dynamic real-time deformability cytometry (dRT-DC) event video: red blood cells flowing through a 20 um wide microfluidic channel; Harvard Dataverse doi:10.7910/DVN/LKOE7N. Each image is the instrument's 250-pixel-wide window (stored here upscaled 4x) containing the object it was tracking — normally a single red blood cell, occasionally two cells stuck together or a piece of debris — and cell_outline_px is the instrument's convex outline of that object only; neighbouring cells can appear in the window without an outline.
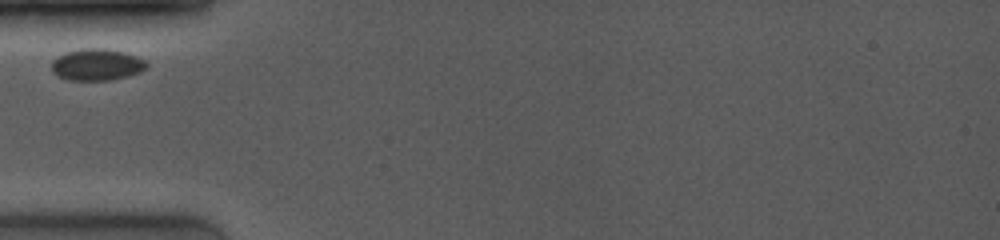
{"species": "common noctule bat (a hibernating species)", "species_latin": "Nyctalus noctula", "temperature_condition": "room temperature", "stored_images_in_passage": 36, "camera_frame_rate_fps": 4000, "um_per_image_px": 0.085, "animal": {"sex": "female", "body_mass_g": 19.0, "forearm_length_mm": 53.3}, "frame": {"image": 1, "passage_image": 1, "time_ms": 0.0, "image_size_px": [1000, 240], "cell_outline_px": [[148, 68], [140, 72], [128, 76], [112, 80], [68, 80], [52, 72], [52, 60], [56, 56], [64, 52], [80, 48], [104, 48], [124, 52], [136, 56], [144, 60], [148, 64]], "centroid_in_image_um": [8.22, 5.48], "position_along_channel_um": 76.8, "area_um2": 17.74}}